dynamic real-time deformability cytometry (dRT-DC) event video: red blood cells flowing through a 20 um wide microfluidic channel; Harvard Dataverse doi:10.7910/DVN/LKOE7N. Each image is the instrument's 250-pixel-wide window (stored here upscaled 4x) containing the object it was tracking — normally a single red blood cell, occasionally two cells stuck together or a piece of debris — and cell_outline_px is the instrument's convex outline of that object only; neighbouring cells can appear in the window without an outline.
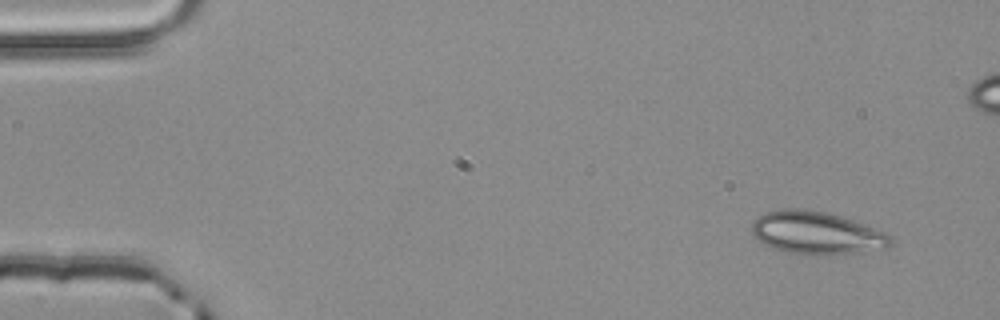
{"species": "common noctule bat (a hibernating species)", "species_latin": "Nyctalus noctula", "temperature_condition": "room temperature", "stored_images_in_passage": 4, "camera_frame_rate_fps": 3000, "um_per_image_px": 0.085, "animal": {"sex": "male", "body_mass_g": 20.4}, "frame": {"image": 1, "passage_image": 1, "time_ms": 0.0, "image_size_px": [1000, 320], "cell_outline_px": [[892, 244], [888, 248], [860, 252], [824, 256], [816, 256], [788, 252], [764, 244], [756, 240], [752, 232], [752, 224], [760, 216], [768, 212], [784, 208], [804, 208], [828, 212], [888, 232], [892, 236]], "centroid_in_image_um": [69.46, 19.81], "position_along_channel_um": 15.5, "area_um2": 34.91}}